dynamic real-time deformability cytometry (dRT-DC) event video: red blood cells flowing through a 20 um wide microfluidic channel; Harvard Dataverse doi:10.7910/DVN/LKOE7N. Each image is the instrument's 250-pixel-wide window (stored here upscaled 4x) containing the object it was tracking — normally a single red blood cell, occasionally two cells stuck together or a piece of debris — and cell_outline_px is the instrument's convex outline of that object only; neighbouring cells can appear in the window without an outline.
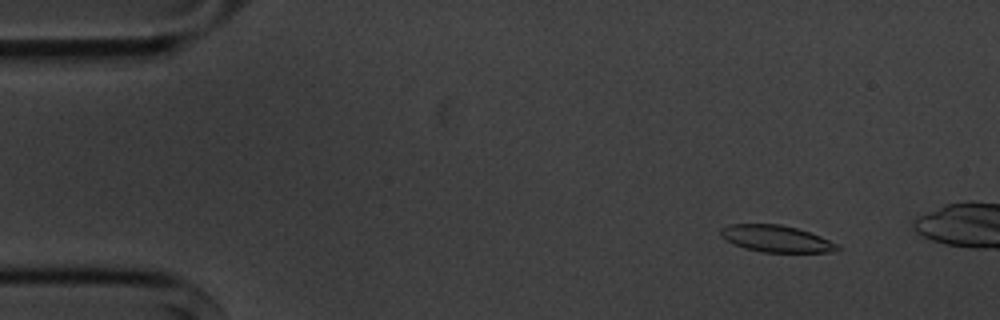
{"species": "common noctule bat (a hibernating species)", "species_latin": "Nyctalus noctula", "temperature_condition": "cold", "stored_images_in_passage": 5, "camera_frame_rate_fps": 3000, "um_per_image_px": 0.085, "animal": {"sex": "male", "body_mass_g": 20.1, "forearm_length_mm": 53.5}, "frame": {"image": 1, "passage_image": 2, "time_ms": 1.333, "image_size_px": [1000, 320], "cell_outline_px": [[840, 248], [836, 252], [760, 252], [744, 248], [720, 236], [720, 228], [728, 224], [780, 224], [796, 228], [820, 236], [840, 244]], "centroid_in_image_um": [66.0, 20.29], "position_along_channel_um": 19.0, "area_um2": 18.21}}